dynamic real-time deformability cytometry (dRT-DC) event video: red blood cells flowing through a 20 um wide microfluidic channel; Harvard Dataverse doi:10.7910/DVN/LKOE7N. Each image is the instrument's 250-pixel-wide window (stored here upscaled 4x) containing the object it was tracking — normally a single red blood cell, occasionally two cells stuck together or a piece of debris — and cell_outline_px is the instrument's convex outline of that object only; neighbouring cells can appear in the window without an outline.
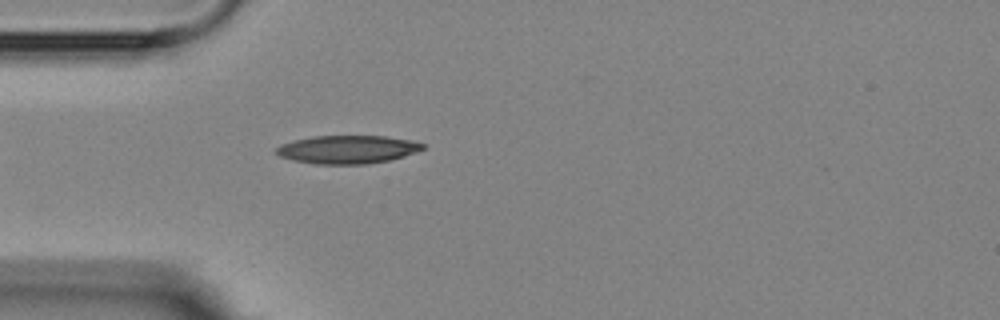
{"species": "Egyptian fruit bat (a non-hibernating species)", "species_latin": "Rousettus aegyptiacus", "temperature_condition": "room temperature", "stored_images_in_passage": 1, "camera_frame_rate_fps": 3000, "um_per_image_px": 0.085, "animal": {"sex": "female"}, "frame": {"image": 1, "passage_image": 1, "time_ms": 0.0, "image_size_px": [1000, 320], "cell_outline_px": [[424, 148], [416, 152], [404, 156], [388, 160], [368, 164], [316, 164], [292, 160], [280, 156], [276, 152], [276, 148], [280, 144], [312, 136], [384, 136], [408, 140], [424, 144]], "centroid_in_image_um": [29.51, 12.71], "position_along_channel_um": 55.5, "area_um2": 23.87}}